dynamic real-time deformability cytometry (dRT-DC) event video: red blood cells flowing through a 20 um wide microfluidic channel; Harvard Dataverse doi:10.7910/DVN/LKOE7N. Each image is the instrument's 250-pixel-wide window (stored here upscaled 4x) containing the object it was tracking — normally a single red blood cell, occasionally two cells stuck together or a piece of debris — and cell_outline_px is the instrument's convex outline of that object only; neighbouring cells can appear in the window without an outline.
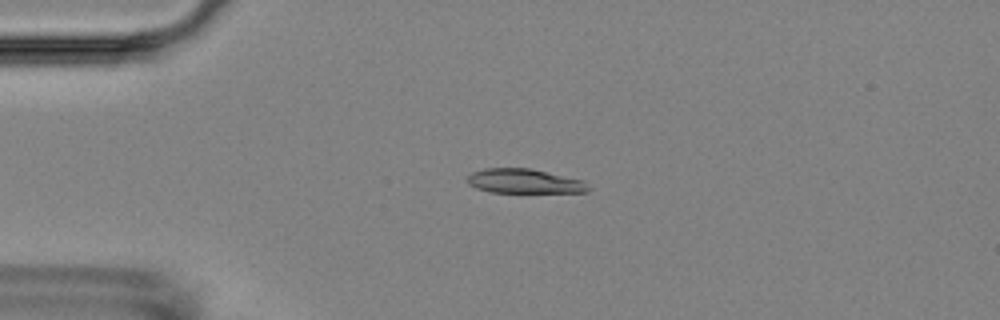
{"species": "Egyptian fruit bat (a non-hibernating species)", "species_latin": "Rousettus aegyptiacus", "temperature_condition": "room temperature", "stored_images_in_passage": 4, "camera_frame_rate_fps": 3000, "um_per_image_px": 0.085, "animal": {"sex": "female"}, "frame": {"image": 1, "passage_image": 3, "time_ms": 2.333, "image_size_px": [1000, 320], "cell_outline_px": [[592, 188], [588, 192], [492, 192], [476, 188], [468, 184], [468, 176], [472, 172], [484, 168], [528, 168], [584, 180]], "centroid_in_image_um": [44.59, 15.4], "position_along_channel_um": 40.4, "area_um2": 17.17}}